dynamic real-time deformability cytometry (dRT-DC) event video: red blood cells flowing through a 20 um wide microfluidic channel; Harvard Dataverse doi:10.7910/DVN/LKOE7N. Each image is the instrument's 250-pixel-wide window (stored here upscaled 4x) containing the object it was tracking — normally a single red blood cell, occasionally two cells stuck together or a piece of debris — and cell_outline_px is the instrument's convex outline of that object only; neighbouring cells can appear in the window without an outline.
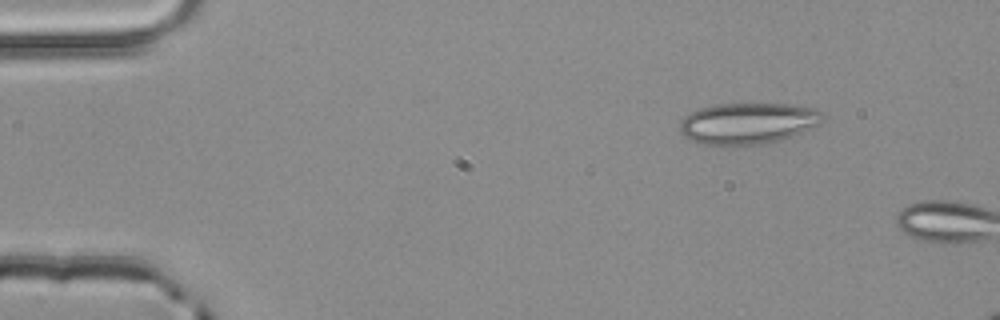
{"species": "common noctule bat (a hibernating species)", "species_latin": "Nyctalus noctula", "temperature_condition": "room temperature", "stored_images_in_passage": 2, "camera_frame_rate_fps": 3000, "um_per_image_px": 0.085, "animal": {"sex": "male", "body_mass_g": 20.4}, "frame": {"image": 1, "passage_image": 2, "time_ms": 0.333, "image_size_px": [1000, 320], "cell_outline_px": [[824, 120], [820, 124], [780, 140], [760, 144], [704, 144], [688, 140], [680, 132], [680, 124], [684, 116], [700, 108], [716, 104], [792, 104], [816, 108], [824, 116]], "centroid_in_image_um": [63.57, 10.46], "position_along_channel_um": 21.4, "area_um2": 34.1}}